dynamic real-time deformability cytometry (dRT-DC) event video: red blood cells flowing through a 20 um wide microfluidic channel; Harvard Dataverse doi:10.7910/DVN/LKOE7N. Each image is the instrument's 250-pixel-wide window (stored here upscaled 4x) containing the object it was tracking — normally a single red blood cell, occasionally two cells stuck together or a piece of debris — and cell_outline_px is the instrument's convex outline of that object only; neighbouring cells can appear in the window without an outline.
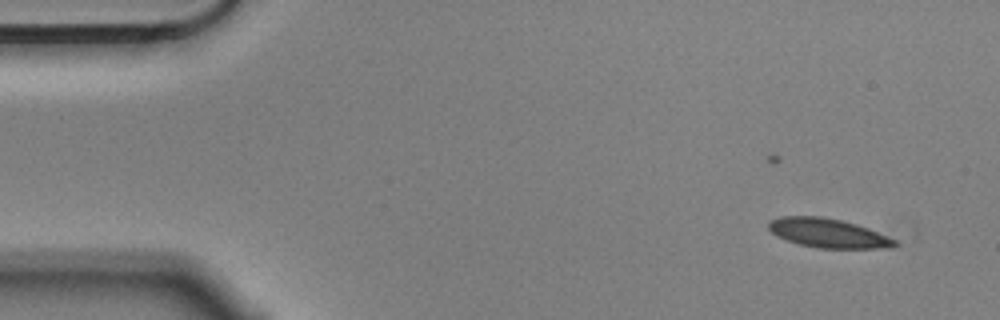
{"species": "Egyptian fruit bat (a non-hibernating species)", "species_latin": "Rousettus aegyptiacus", "temperature_condition": "cold", "stored_images_in_passage": 5, "camera_frame_rate_fps": 3000, "um_per_image_px": 0.085, "animal": {"sex": "male"}, "frame": {"image": 1, "passage_image": 1, "time_ms": 0.0, "image_size_px": [1000, 320], "cell_outline_px": [[896, 244], [888, 248], [816, 248], [796, 244], [776, 236], [768, 228], [768, 224], [772, 220], [780, 216], [820, 216], [840, 220], [856, 224], [868, 228], [896, 240]], "centroid_in_image_um": [70.34, 19.82], "position_along_channel_um": 14.7, "area_um2": 21.33}}
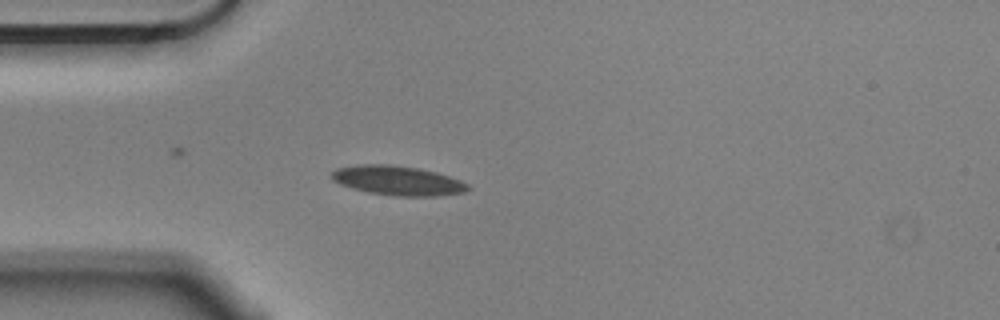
{"frame": {"image": 2, "passage_image": 4, "time_ms": 1.0, "image_size_px": [1000, 320], "cell_outline_px": [[468, 188], [464, 192], [436, 196], [396, 196], [368, 192], [352, 188], [340, 184], [332, 180], [332, 172], [336, 168], [356, 164], [388, 164], [416, 168], [436, 172], [460, 180], [468, 184]], "centroid_in_image_um": [33.76, 15.34], "position_along_channel_um": 51.2, "area_um2": 23.24}}